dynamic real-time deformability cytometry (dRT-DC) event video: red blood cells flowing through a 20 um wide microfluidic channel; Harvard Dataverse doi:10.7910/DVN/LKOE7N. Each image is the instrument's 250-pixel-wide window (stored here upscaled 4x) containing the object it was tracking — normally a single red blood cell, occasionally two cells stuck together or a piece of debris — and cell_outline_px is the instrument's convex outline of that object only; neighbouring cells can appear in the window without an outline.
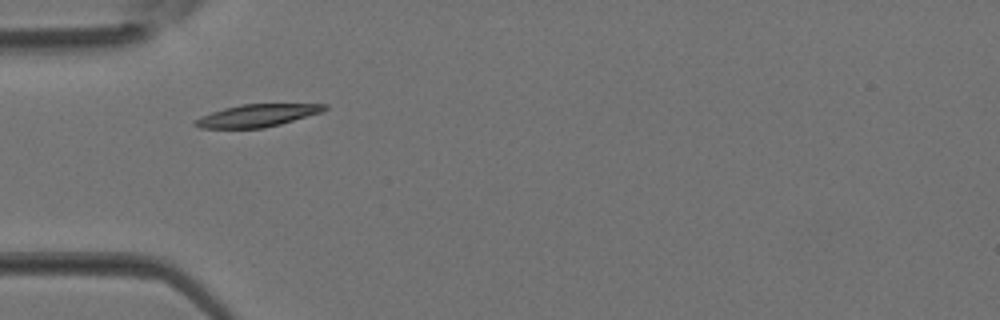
{"species": "Egyptian fruit bat (a non-hibernating species)", "species_latin": "Rousettus aegyptiacus", "temperature_condition": "room temperature", "stored_images_in_passage": 1, "camera_frame_rate_fps": 3000, "um_per_image_px": 0.085, "animal": {"sex": "female"}, "frame": {"image": 1, "passage_image": 1, "time_ms": 0.0, "image_size_px": [1000, 320], "cell_outline_px": [[328, 108], [320, 112], [280, 124], [264, 128], [200, 128], [192, 124], [192, 120], [200, 116], [224, 108], [240, 104], [328, 104]], "centroid_in_image_um": [21.79, 9.82], "position_along_channel_um": 63.2, "area_um2": 16.88}}